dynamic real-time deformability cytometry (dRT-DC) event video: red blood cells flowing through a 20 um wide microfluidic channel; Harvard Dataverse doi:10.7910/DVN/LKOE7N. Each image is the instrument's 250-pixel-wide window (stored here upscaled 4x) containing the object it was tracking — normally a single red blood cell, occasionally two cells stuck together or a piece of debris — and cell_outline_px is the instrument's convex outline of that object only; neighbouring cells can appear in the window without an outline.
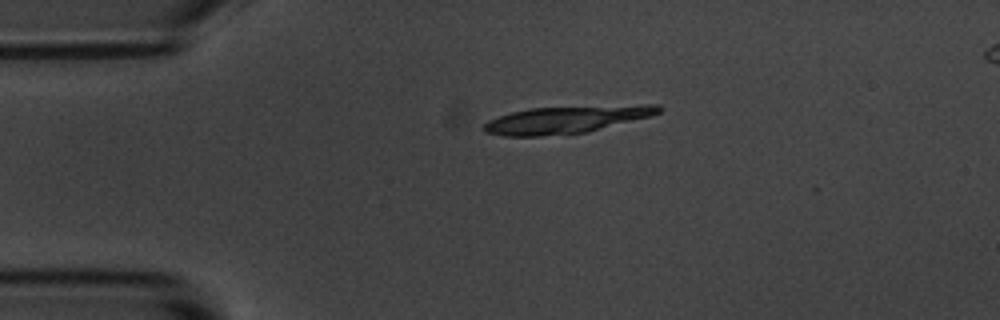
{"species": "common noctule bat (a hibernating species)", "species_latin": "Nyctalus noctula", "temperature_condition": "room temperature", "stored_images_in_passage": 2, "camera_frame_rate_fps": 3000, "um_per_image_px": 0.085, "animal": {"sex": "male", "body_mass_g": 20.1, "forearm_length_mm": 53.5}, "frame": {"image": 1, "passage_image": 1, "time_ms": 0.0, "image_size_px": [1000, 320], "cell_outline_px": [[664, 108], [660, 112], [652, 116], [588, 132], [540, 136], [504, 136], [484, 132], [484, 124], [488, 120], [512, 112], [532, 108], [644, 104], [660, 104]], "centroid_in_image_um": [48.22, 10.16], "position_along_channel_um": 36.8, "area_um2": 27.92}}